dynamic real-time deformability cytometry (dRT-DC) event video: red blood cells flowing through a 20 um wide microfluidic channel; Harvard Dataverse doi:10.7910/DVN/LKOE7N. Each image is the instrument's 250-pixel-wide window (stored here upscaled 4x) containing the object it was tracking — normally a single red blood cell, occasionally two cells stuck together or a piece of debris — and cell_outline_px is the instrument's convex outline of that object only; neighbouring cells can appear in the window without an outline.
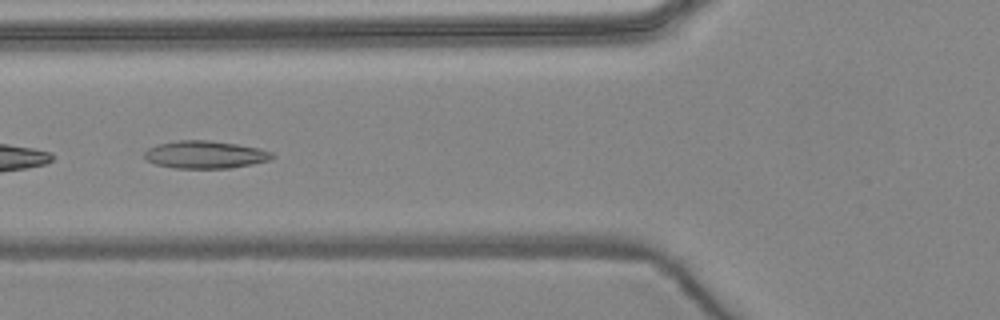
{"species": "common noctule bat (a hibernating species)", "species_latin": "Nyctalus noctula", "temperature_condition": "warm", "stored_images_in_passage": 6, "camera_frame_rate_fps": 3000, "um_per_image_px": 0.085, "animal": {"sex": "female", "body_mass_g": 24.6, "forearm_length_mm": 56.2}, "frame": {"image": 1, "passage_image": 6, "time_ms": 5.667, "image_size_px": [1000, 320], "cell_outline_px": [[276, 156], [272, 160], [252, 164], [228, 168], [172, 168], [156, 164], [144, 160], [144, 152], [148, 148], [156, 144], [176, 140], [208, 140], [236, 144], [260, 148], [272, 152]], "centroid_in_image_um": [17.43, 13.14], "position_along_channel_um": 108.4, "area_um2": 20.81}}